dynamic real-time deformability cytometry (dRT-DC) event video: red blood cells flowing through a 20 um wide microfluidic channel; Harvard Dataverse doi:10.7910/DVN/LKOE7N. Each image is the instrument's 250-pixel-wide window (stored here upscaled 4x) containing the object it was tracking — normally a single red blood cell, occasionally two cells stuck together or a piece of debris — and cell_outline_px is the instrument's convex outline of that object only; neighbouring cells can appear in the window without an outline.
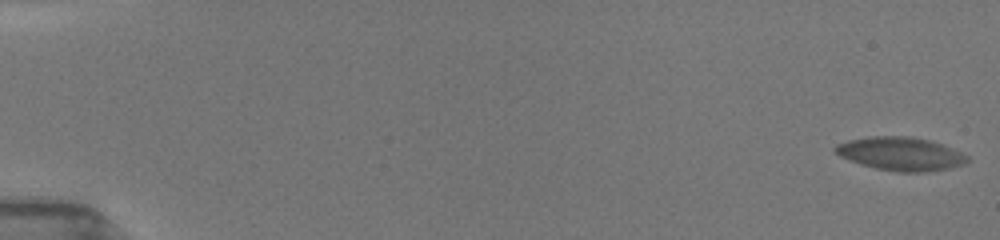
{"species": "common noctule bat (a hibernating species)", "species_latin": "Nyctalus noctula", "temperature_condition": "room temperature", "stored_images_in_passage": 25, "camera_frame_rate_fps": 3000, "um_per_image_px": 0.085, "animal": {"sex": "female", "body_mass_g": 19.5, "forearm_length_mm": 54.1}, "frame": {"image": 1, "passage_image": 1, "time_ms": 0.0, "image_size_px": [1000, 240], "cell_outline_px": [[968, 160], [960, 164], [928, 172], [896, 172], [876, 168], [860, 164], [836, 152], [836, 148], [840, 144], [852, 140], [876, 136], [888, 136], [924, 140], [940, 144], [964, 156]], "centroid_in_image_um": [76.51, 13.1], "position_along_channel_um": 8.5, "area_um2": 23.99}}
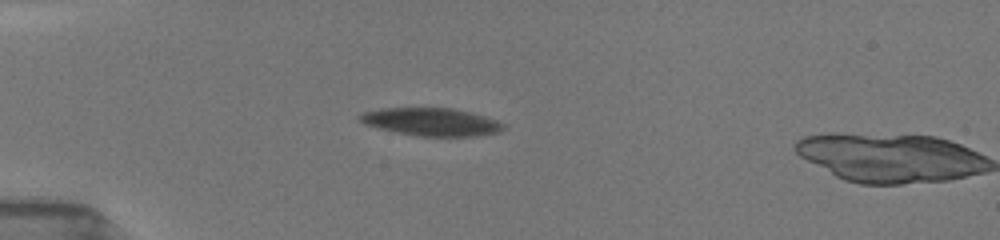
{"frame": {"image": 2, "passage_image": 24, "time_ms": 5.0, "image_size_px": [1000, 240], "cell_outline_px": [[500, 128], [496, 132], [476, 136], [420, 136], [380, 128], [368, 124], [360, 120], [360, 116], [364, 112], [384, 108], [448, 108], [480, 116], [492, 120], [500, 124]], "centroid_in_image_um": [36.57, 10.36], "position_along_channel_um": 48.4, "area_um2": 21.96}}